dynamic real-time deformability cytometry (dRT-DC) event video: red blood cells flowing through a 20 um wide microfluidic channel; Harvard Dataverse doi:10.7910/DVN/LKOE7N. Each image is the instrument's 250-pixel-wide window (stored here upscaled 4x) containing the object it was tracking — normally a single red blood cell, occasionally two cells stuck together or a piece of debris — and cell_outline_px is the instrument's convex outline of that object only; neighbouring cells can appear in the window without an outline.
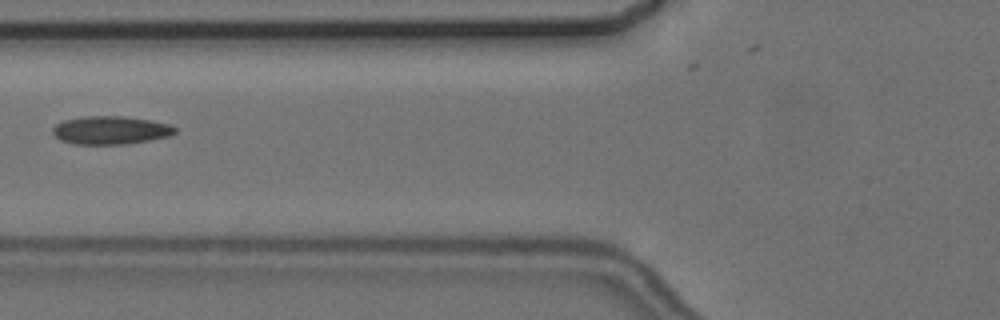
{"species": "common noctule bat (a hibernating species)", "species_latin": "Nyctalus noctula", "temperature_condition": "cold", "stored_images_in_passage": 6, "camera_frame_rate_fps": 3000, "um_per_image_px": 0.085, "animal": {"sex": "female", "body_mass_g": 24.6, "forearm_length_mm": 56.2}, "frame": {"image": 1, "passage_image": 3, "time_ms": 2.333, "image_size_px": [1000, 320], "cell_outline_px": [[176, 132], [168, 136], [128, 144], [72, 144], [60, 140], [52, 132], [52, 128], [56, 124], [64, 120], [80, 116], [124, 116], [172, 124], [176, 128]], "centroid_in_image_um": [9.38, 11.06], "position_along_channel_um": 116.4, "area_um2": 20.17}}
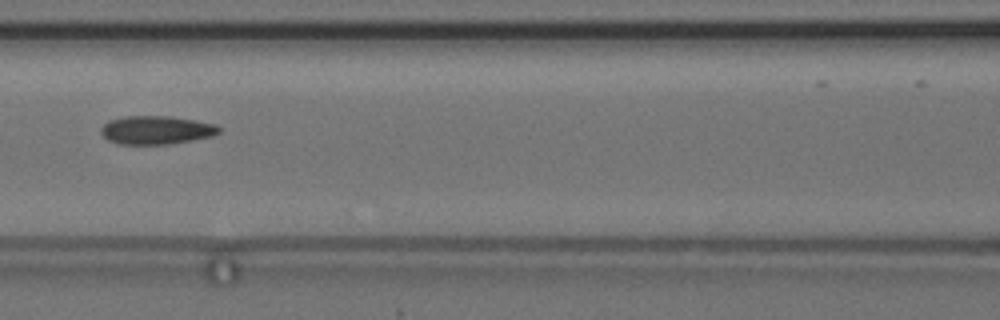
{"frame": {"image": 2, "passage_image": 4, "time_ms": 3.333, "image_size_px": [1000, 320], "cell_outline_px": [[220, 132], [212, 136], [192, 140], [168, 144], [120, 144], [108, 140], [100, 132], [100, 128], [108, 120], [128, 116], [172, 116], [196, 120], [216, 124], [220, 128]], "centroid_in_image_um": [13.29, 11.05], "position_along_channel_um": 153.3, "area_um2": 19.59}}